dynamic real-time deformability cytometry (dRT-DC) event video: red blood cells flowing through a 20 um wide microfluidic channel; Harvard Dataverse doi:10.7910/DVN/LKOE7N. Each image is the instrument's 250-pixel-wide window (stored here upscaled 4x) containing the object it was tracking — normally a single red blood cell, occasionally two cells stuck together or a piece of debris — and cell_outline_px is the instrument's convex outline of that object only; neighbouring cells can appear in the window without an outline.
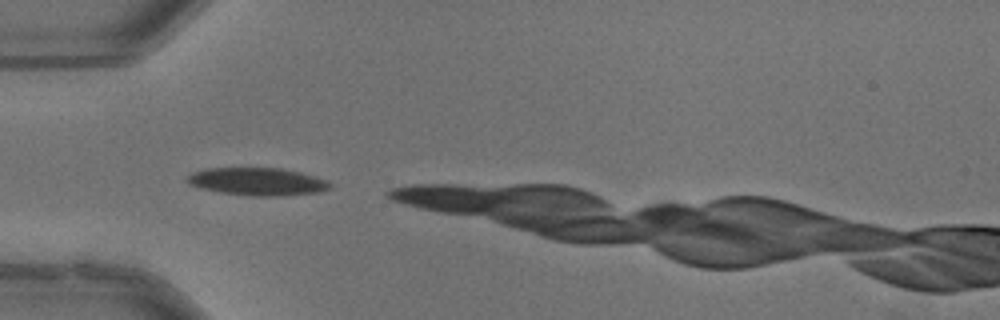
{"species": "common noctule bat (a hibernating species)", "species_latin": "Nyctalus noctula", "temperature_condition": "warm", "stored_images_in_passage": 7, "camera_frame_rate_fps": 3000, "um_per_image_px": 0.085, "animal": {"sex": "male", "body_mass_g": 13.3}, "frame": {"image": 1, "passage_image": 1, "time_ms": 0.0, "image_size_px": [1000, 320], "cell_outline_px": [[332, 188], [320, 192], [280, 196], [248, 196], [220, 192], [200, 188], [188, 184], [184, 180], [192, 172], [208, 168], [280, 168], [300, 172], [328, 180], [332, 184]], "centroid_in_image_um": [21.89, 15.44], "position_along_channel_um": 63.1, "area_um2": 23.29}}
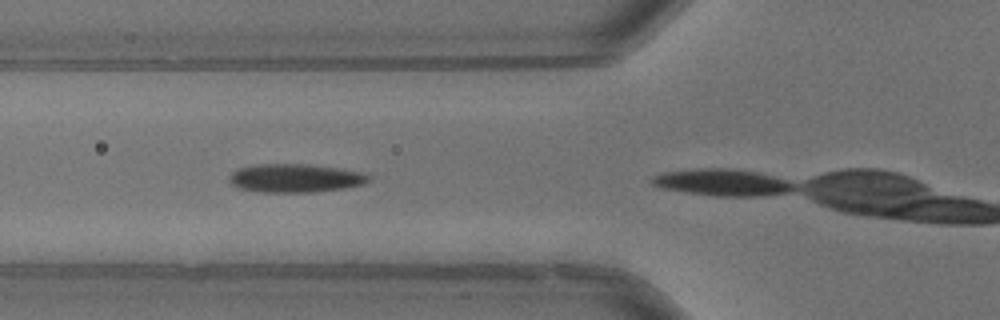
{"frame": {"image": 2, "passage_image": 4, "time_ms": 1.0, "image_size_px": [1000, 320], "cell_outline_px": [[372, 176], [364, 184], [344, 188], [316, 192], [256, 192], [236, 188], [228, 180], [228, 176], [232, 172], [240, 168], [252, 164], [308, 164], [340, 168], [364, 172]], "centroid_in_image_um": [25.08, 15.14], "position_along_channel_um": 100.7, "area_um2": 23.52}}